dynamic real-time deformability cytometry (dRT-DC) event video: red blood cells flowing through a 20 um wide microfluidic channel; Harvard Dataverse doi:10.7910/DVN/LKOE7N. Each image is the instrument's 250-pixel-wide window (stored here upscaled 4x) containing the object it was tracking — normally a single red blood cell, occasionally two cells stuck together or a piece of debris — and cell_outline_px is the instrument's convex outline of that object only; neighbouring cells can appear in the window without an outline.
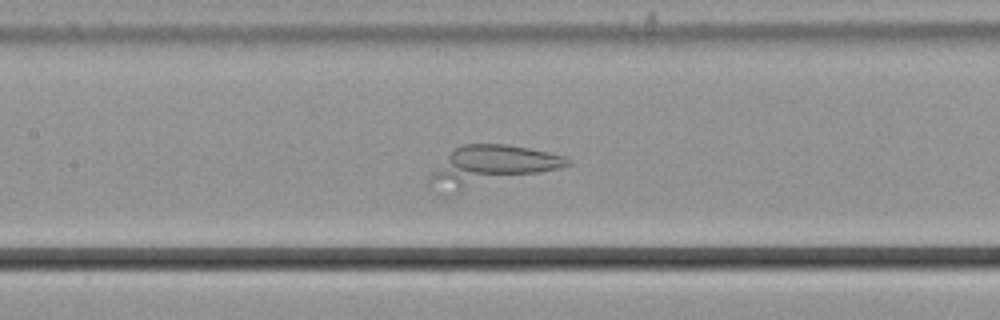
{"species": "common noctule bat (a hibernating species)", "species_latin": "Nyctalus noctula", "temperature_condition": "cold", "stored_images_in_passage": 44, "camera_frame_rate_fps": 3000, "um_per_image_px": 0.085, "animal": {"sex": "male", "body_mass_g": 21.5, "forearm_length_mm": 52.0}, "frame": {"image": 1, "passage_image": 14, "time_ms": 4.333, "image_size_px": [1000, 320], "cell_outline_px": [[572, 164], [560, 168], [460, 192], [456, 192], [428, 180], [428, 176], [456, 148], [464, 144], [504, 144], [528, 148], [548, 152], [564, 156], [572, 160]], "centroid_in_image_um": [41.85, 14.07], "position_along_channel_um": 165.6, "area_um2": 30.87}}
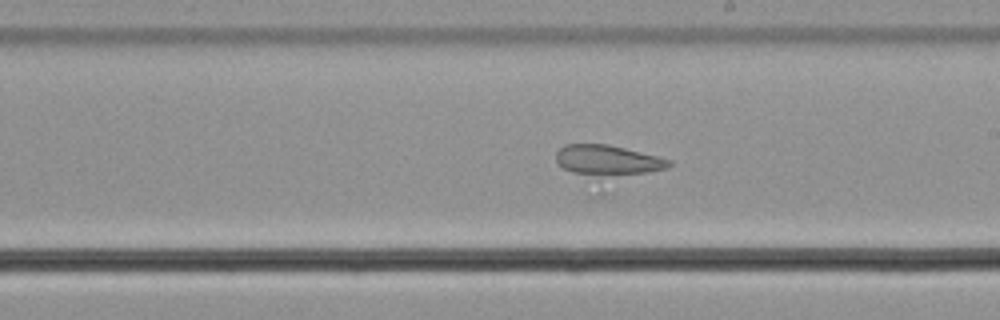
{"frame": {"image": 2, "passage_image": 20, "time_ms": 6.333, "image_size_px": [1000, 320], "cell_outline_px": [[672, 164], [668, 168], [648, 172], [604, 176], [600, 176], [572, 172], [556, 164], [556, 152], [564, 144], [608, 144], [672, 160]], "centroid_in_image_um": [51.63, 13.61], "position_along_channel_um": 237.4, "area_um2": 19.77}}
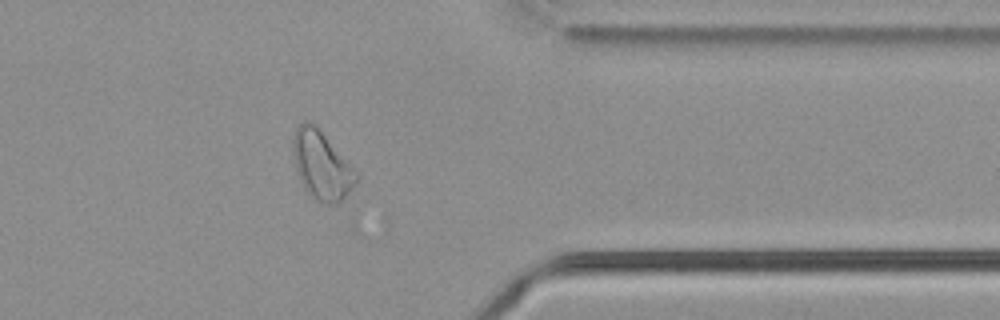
{"frame": {"image": 3, "passage_image": 33, "time_ms": 10.667, "image_size_px": [1000, 320], "cell_outline_px": [[360, 176], [356, 184], [336, 204], [320, 204], [308, 196], [296, 172], [292, 152], [292, 136], [296, 128], [304, 120], [308, 120], [316, 124]], "centroid_in_image_um": [27.3, 14.05], "position_along_channel_um": 384.1, "area_um2": 25.61}}